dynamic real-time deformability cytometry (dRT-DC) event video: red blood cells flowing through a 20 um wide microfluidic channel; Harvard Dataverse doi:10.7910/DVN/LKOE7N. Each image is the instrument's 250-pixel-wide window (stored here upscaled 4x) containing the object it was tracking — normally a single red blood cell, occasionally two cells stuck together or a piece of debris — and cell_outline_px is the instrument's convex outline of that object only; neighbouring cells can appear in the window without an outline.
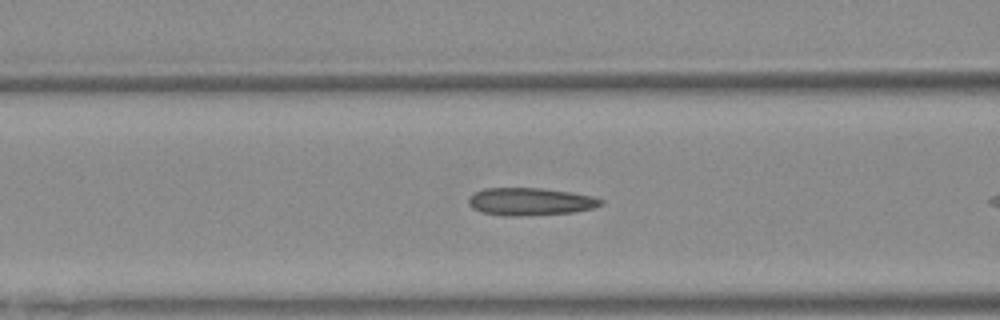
{"species": "Egyptian fruit bat (a non-hibernating species)", "species_latin": "Rousettus aegyptiacus", "temperature_condition": "warm", "stored_images_in_passage": 10, "camera_frame_rate_fps": 3000, "um_per_image_px": 0.085, "animal": {"sex": "female"}, "frame": {"image": 1, "passage_image": 9, "time_ms": 2.667, "image_size_px": [1000, 320], "cell_outline_px": [[604, 204], [596, 208], [572, 212], [528, 216], [504, 216], [484, 212], [472, 208], [468, 204], [468, 196], [484, 188], [540, 188], [568, 192], [592, 196], [604, 200]], "centroid_in_image_um": [45.08, 17.14], "position_along_channel_um": 121.5, "area_um2": 21.39}}